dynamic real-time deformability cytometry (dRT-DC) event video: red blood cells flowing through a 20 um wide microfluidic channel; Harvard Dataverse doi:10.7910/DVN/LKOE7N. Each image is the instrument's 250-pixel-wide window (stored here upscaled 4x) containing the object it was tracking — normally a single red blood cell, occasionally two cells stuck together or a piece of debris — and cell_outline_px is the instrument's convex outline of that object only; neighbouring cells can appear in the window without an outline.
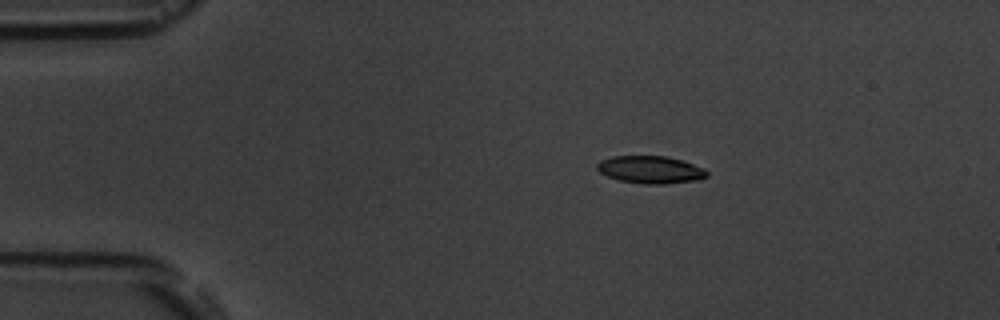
{"species": "common noctule bat (a hibernating species)", "species_latin": "Nyctalus noctula", "temperature_condition": "room temperature", "stored_images_in_passage": 3, "camera_frame_rate_fps": 3000, "um_per_image_px": 0.085, "animal": {"sex": "male", "body_mass_g": 19.5, "forearm_length_mm": 54.6}, "frame": {"image": 1, "passage_image": 2, "time_ms": 1.0, "image_size_px": [1000, 320], "cell_outline_px": [[708, 176], [696, 180], [664, 184], [644, 184], [620, 180], [608, 176], [600, 172], [596, 168], [596, 164], [600, 160], [612, 156], [668, 156], [704, 168], [708, 172]], "centroid_in_image_um": [55.27, 14.42], "position_along_channel_um": 29.7, "area_um2": 17.51}}